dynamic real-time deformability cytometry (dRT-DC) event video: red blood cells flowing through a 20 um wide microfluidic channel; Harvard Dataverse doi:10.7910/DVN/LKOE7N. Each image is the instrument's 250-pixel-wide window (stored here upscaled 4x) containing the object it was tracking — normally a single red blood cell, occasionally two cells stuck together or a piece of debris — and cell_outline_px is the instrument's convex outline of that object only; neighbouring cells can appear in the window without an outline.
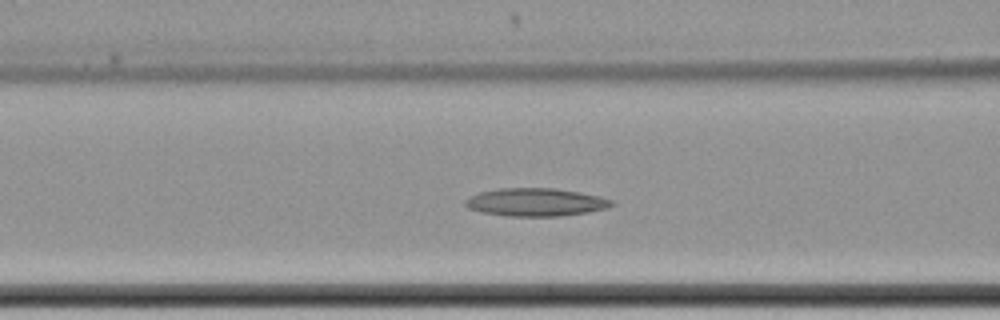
{"species": "common noctule bat (a hibernating species)", "species_latin": "Nyctalus noctula", "temperature_condition": "cold", "stored_images_in_passage": 61, "camera_frame_rate_fps": 3000, "um_per_image_px": 0.085, "animal": {"sex": "female", "body_mass_g": 22.7, "forearm_length_mm": 54.2}, "frame": {"image": 1, "passage_image": 28, "time_ms": 9.0, "image_size_px": [1000, 320], "cell_outline_px": [[616, 204], [608, 208], [588, 212], [560, 216], [508, 216], [480, 212], [468, 208], [464, 204], [464, 200], [468, 196], [480, 192], [500, 188], [556, 188], [596, 196], [612, 200]], "centroid_in_image_um": [45.49, 17.19], "position_along_channel_um": 121.1, "area_um2": 23.87}}
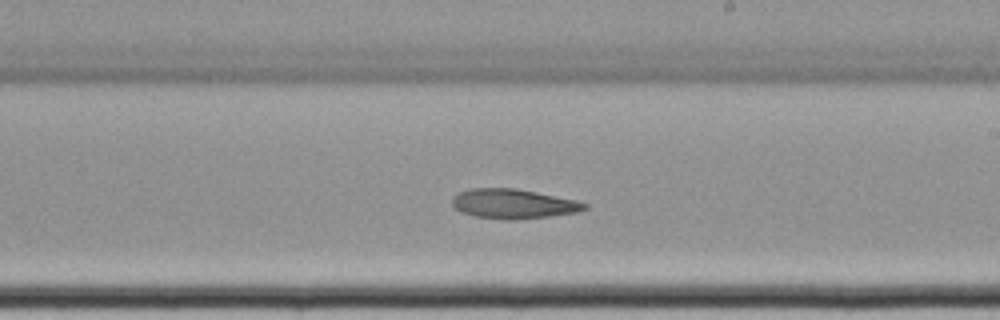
{"frame": {"image": 2, "passage_image": 39, "time_ms": 12.667, "image_size_px": [1000, 320], "cell_outline_px": [[588, 208], [576, 212], [548, 216], [516, 220], [508, 220], [476, 216], [460, 212], [452, 204], [452, 196], [460, 192], [472, 188], [516, 188], [576, 200], [588, 204]], "centroid_in_image_um": [43.62, 17.32], "position_along_channel_um": 245.4, "area_um2": 22.72}}
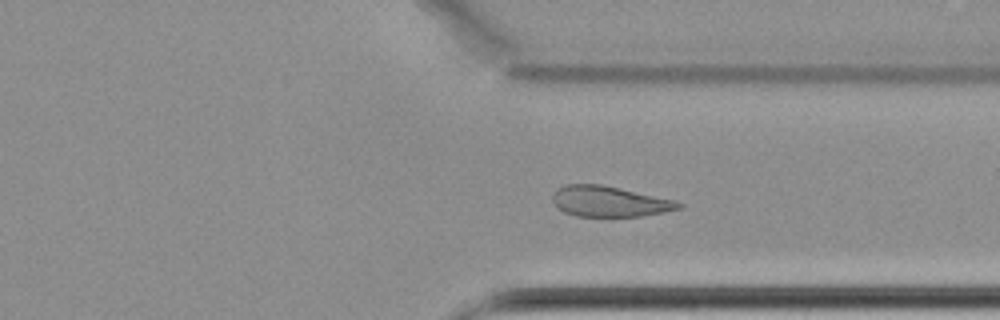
{"frame": {"image": 3, "passage_image": 49, "time_ms": 16.0, "image_size_px": [1000, 320], "cell_outline_px": [[684, 208], [664, 212], [640, 216], [576, 216], [564, 212], [556, 208], [552, 200], [552, 192], [556, 188], [564, 184], [600, 184], [620, 188], [676, 200], [684, 204]], "centroid_in_image_um": [51.78, 17.12], "position_along_channel_um": 359.6, "area_um2": 22.77}, "authors_computed_cell_mechanics": {"area_um2": 24.9696, "velocity_mm_per_s": 3.3933, "shape_relaxation_time_tau1_ms": null, "shape_relaxation_time_tau2_ms": 10.0946, "deformation_change_tau1": null, "deformation_change_tau2": 0.1787}}